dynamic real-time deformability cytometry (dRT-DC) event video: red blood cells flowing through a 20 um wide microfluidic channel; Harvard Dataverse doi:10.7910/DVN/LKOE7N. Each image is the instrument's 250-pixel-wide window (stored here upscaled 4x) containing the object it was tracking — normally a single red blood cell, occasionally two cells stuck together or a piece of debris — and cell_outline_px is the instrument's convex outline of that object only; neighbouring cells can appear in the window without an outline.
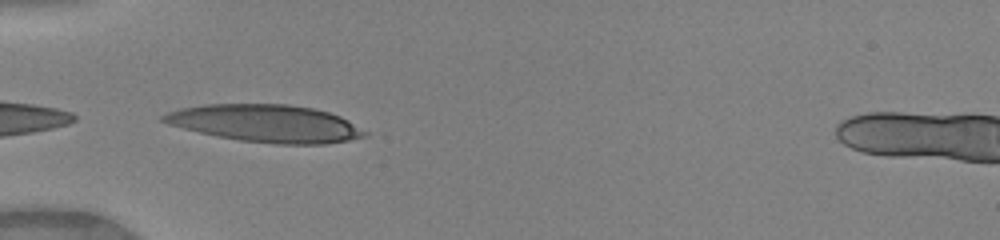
{"species": "human", "species_latin": "Homo sapiens", "temperature_condition": "warm", "stored_images_in_passage": 20, "camera_frame_rate_fps": 3000, "um_per_image_px": 0.085, "donor": {"sex": "female"}, "frame": {"image": 1, "passage_image": 1, "time_ms": 0.0, "image_size_px": [1000, 240], "cell_outline_px": [[368, 136], [348, 140], [324, 144], [276, 144], [240, 140], [216, 136], [168, 124], [160, 120], [160, 116], [168, 112], [180, 108], [204, 104], [288, 104], [312, 108], [328, 112], [340, 116], [348, 120], [368, 132]], "centroid_in_image_um": [22.6, 10.49], "position_along_channel_um": 62.4, "area_um2": 43.87}}